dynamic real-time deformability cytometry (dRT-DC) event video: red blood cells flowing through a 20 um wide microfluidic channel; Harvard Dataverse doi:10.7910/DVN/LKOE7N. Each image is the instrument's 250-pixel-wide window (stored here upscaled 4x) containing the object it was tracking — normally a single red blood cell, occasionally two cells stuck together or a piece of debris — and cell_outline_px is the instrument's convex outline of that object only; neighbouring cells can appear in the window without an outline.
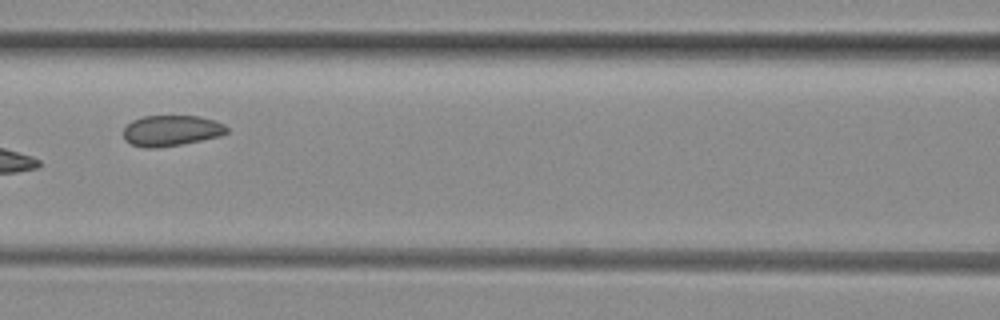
{"species": "common noctule bat (a hibernating species)", "species_latin": "Nyctalus noctula", "temperature_condition": "room temperature", "stored_images_in_passage": 7, "camera_frame_rate_fps": 3000, "um_per_image_px": 0.085, "animal": {"sex": "female", "body_mass_g": 29.2, "forearm_length_mm": 56.3}, "frame": {"image": 1, "passage_image": 6, "time_ms": 6.0, "image_size_px": [1000, 320], "cell_outline_px": [[228, 132], [220, 136], [180, 144], [156, 148], [144, 148], [132, 144], [124, 140], [124, 128], [132, 120], [144, 116], [200, 116], [216, 120], [224, 124], [228, 128]], "centroid_in_image_um": [14.57, 11.09], "position_along_channel_um": 152.0, "area_um2": 18.55}}
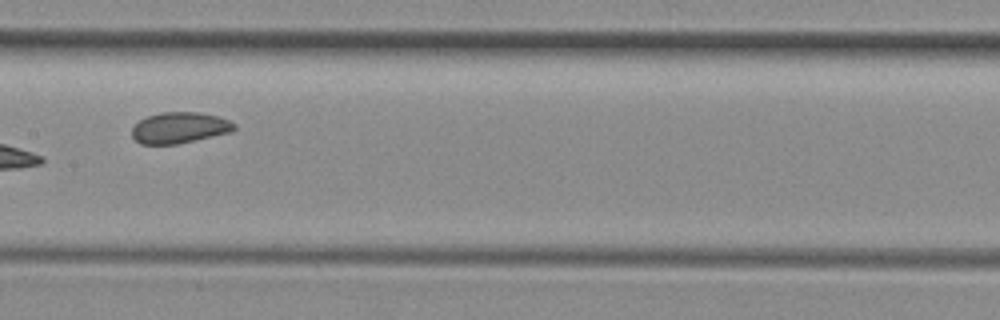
{"frame": {"image": 2, "passage_image": 7, "time_ms": 7.0, "image_size_px": [1000, 320], "cell_outline_px": [[236, 128], [232, 132], [176, 144], [140, 144], [132, 136], [132, 128], [140, 120], [148, 116], [160, 112], [200, 112], [216, 116], [228, 120], [236, 124]], "centroid_in_image_um": [15.27, 10.85], "position_along_channel_um": 192.1, "area_um2": 18.44}}